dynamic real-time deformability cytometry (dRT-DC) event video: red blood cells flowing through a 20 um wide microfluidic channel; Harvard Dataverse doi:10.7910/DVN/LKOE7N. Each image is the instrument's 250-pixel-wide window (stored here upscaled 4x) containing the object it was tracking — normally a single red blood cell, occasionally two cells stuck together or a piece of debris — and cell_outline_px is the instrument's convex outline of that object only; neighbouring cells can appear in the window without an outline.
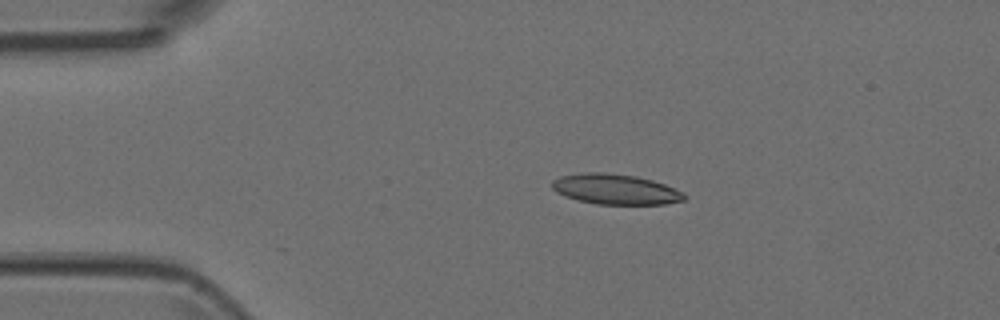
{"species": "Egyptian fruit bat (a non-hibernating species)", "species_latin": "Rousettus aegyptiacus", "temperature_condition": "room temperature", "stored_images_in_passage": 4, "camera_frame_rate_fps": 3000, "um_per_image_px": 0.085, "animal": {"sex": "female"}, "frame": {"image": 1, "passage_image": 3, "time_ms": 0.667, "image_size_px": [1000, 320], "cell_outline_px": [[688, 196], [684, 200], [664, 204], [596, 204], [564, 196], [556, 192], [552, 188], [552, 180], [560, 176], [580, 172], [604, 172], [636, 176], [652, 180], [664, 184], [684, 192]], "centroid_in_image_um": [52.31, 16.08], "position_along_channel_um": 32.7, "area_um2": 23.47}}